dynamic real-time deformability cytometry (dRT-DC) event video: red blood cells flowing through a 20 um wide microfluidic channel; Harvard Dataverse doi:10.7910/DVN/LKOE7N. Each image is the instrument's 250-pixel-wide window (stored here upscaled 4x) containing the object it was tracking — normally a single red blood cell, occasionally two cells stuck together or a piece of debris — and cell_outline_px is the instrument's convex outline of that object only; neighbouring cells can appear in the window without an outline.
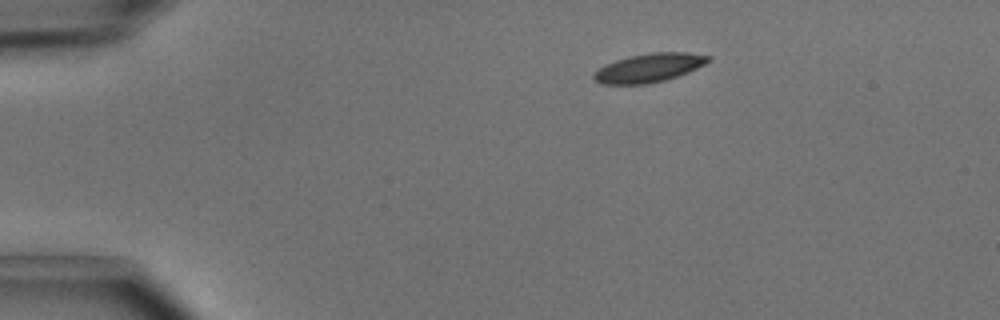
{"species": "common noctule bat (a hibernating species)", "species_latin": "Nyctalus noctula", "temperature_condition": "cold", "stored_images_in_passage": 42, "camera_frame_rate_fps": 3000, "um_per_image_px": 0.085, "animal": {"sex": "male", "body_mass_g": 15.6}, "frame": {"image": 1, "passage_image": 1, "time_ms": 0.0, "image_size_px": [1000, 320], "cell_outline_px": [[712, 60], [688, 72], [664, 80], [648, 84], [600, 84], [592, 80], [592, 76], [604, 64], [628, 56], [652, 52], [688, 52], [712, 56]], "centroid_in_image_um": [55.16, 5.76], "position_along_channel_um": 29.8, "area_um2": 19.25}}
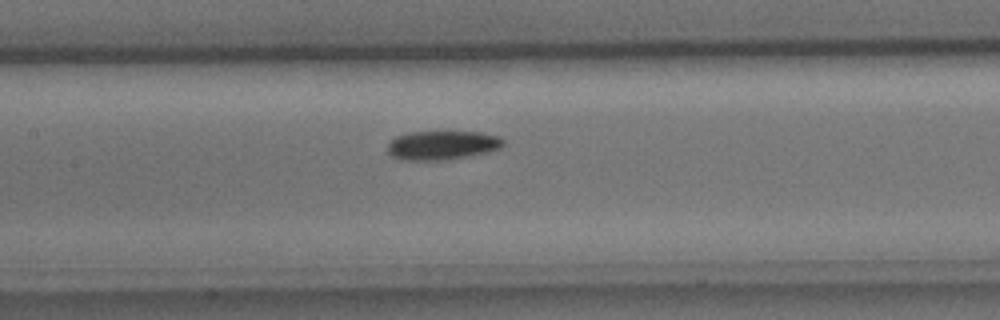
{"frame": {"image": 2, "passage_image": 16, "time_ms": 5.0, "image_size_px": [1000, 320], "cell_outline_px": [[504, 144], [500, 148], [488, 152], [472, 156], [444, 160], [400, 160], [392, 156], [388, 152], [388, 144], [396, 136], [408, 132], [480, 132], [496, 136], [504, 140]], "centroid_in_image_um": [37.58, 12.35], "position_along_channel_um": 169.8, "area_um2": 19.59}}
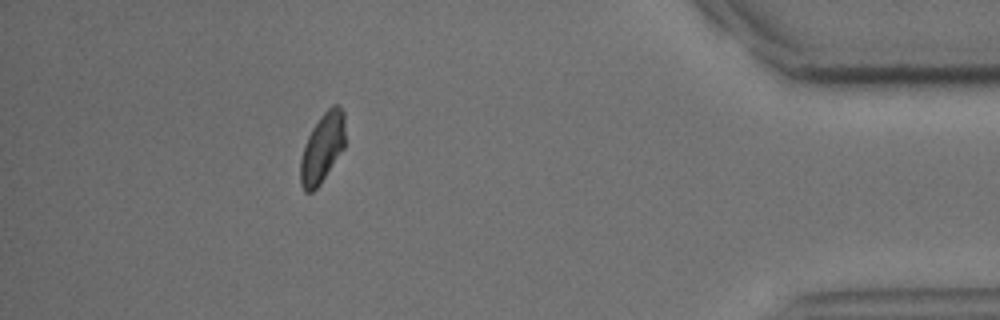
{"frame": {"image": 3, "passage_image": 37, "time_ms": 12.0, "image_size_px": [1000, 320], "cell_outline_px": [[344, 148], [320, 184], [312, 192], [304, 192], [300, 184], [300, 160], [304, 144], [312, 128], [320, 116], [332, 104], [336, 104], [344, 112]], "centroid_in_image_um": [27.38, 12.58], "position_along_channel_um": 407.8, "area_um2": 18.09}, "authors_computed_cell_mechanics": {"area_um2": 19.2185, "velocity_mm_per_s": 4.0339, "shape_relaxation_time_tau1_ms": 2.4803, "shape_relaxation_time_tau2_ms": null, "deformation_change_tau1": 0.0752, "deformation_change_tau2": null}}